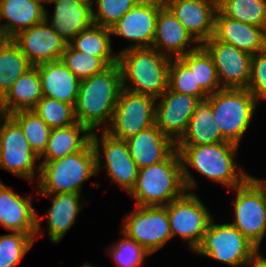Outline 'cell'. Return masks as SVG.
Masks as SVG:
<instances>
[{
    "label": "cell",
    "instance_id": "6da1fadb",
    "mask_svg": "<svg viewBox=\"0 0 266 267\" xmlns=\"http://www.w3.org/2000/svg\"><path fill=\"white\" fill-rule=\"evenodd\" d=\"M176 150L181 158L183 180L187 191L197 186L188 166L230 189L242 185L250 177L242 168L237 173L233 158L238 145L234 143L226 141L207 145L176 146Z\"/></svg>",
    "mask_w": 266,
    "mask_h": 267
},
{
    "label": "cell",
    "instance_id": "7a4b0ae2",
    "mask_svg": "<svg viewBox=\"0 0 266 267\" xmlns=\"http://www.w3.org/2000/svg\"><path fill=\"white\" fill-rule=\"evenodd\" d=\"M122 89L121 70L118 64L110 65L103 72L80 80L74 105L76 121L91 132L112 121L119 93Z\"/></svg>",
    "mask_w": 266,
    "mask_h": 267
},
{
    "label": "cell",
    "instance_id": "3957f363",
    "mask_svg": "<svg viewBox=\"0 0 266 267\" xmlns=\"http://www.w3.org/2000/svg\"><path fill=\"white\" fill-rule=\"evenodd\" d=\"M171 58L153 48L126 49L118 53L122 88L158 98L168 88ZM132 82V86H126Z\"/></svg>",
    "mask_w": 266,
    "mask_h": 267
},
{
    "label": "cell",
    "instance_id": "277c9868",
    "mask_svg": "<svg viewBox=\"0 0 266 267\" xmlns=\"http://www.w3.org/2000/svg\"><path fill=\"white\" fill-rule=\"evenodd\" d=\"M186 191L181 158L175 149L164 161L139 169L129 194L136 206H166Z\"/></svg>",
    "mask_w": 266,
    "mask_h": 267
},
{
    "label": "cell",
    "instance_id": "5b68a950",
    "mask_svg": "<svg viewBox=\"0 0 266 267\" xmlns=\"http://www.w3.org/2000/svg\"><path fill=\"white\" fill-rule=\"evenodd\" d=\"M41 196L58 193L81 194L82 184L97 173L96 157L91 142L82 150L60 159L41 162L37 168Z\"/></svg>",
    "mask_w": 266,
    "mask_h": 267
},
{
    "label": "cell",
    "instance_id": "8992f818",
    "mask_svg": "<svg viewBox=\"0 0 266 267\" xmlns=\"http://www.w3.org/2000/svg\"><path fill=\"white\" fill-rule=\"evenodd\" d=\"M222 137L239 146L258 104L248 89H221L206 99Z\"/></svg>",
    "mask_w": 266,
    "mask_h": 267
},
{
    "label": "cell",
    "instance_id": "52a82bcc",
    "mask_svg": "<svg viewBox=\"0 0 266 267\" xmlns=\"http://www.w3.org/2000/svg\"><path fill=\"white\" fill-rule=\"evenodd\" d=\"M233 190L235 220L230 224L259 249L266 234V180L250 176Z\"/></svg>",
    "mask_w": 266,
    "mask_h": 267
},
{
    "label": "cell",
    "instance_id": "ba28073f",
    "mask_svg": "<svg viewBox=\"0 0 266 267\" xmlns=\"http://www.w3.org/2000/svg\"><path fill=\"white\" fill-rule=\"evenodd\" d=\"M258 250L236 227L230 223L215 224L212 219L195 252L228 266L243 267Z\"/></svg>",
    "mask_w": 266,
    "mask_h": 267
},
{
    "label": "cell",
    "instance_id": "9c48e42d",
    "mask_svg": "<svg viewBox=\"0 0 266 267\" xmlns=\"http://www.w3.org/2000/svg\"><path fill=\"white\" fill-rule=\"evenodd\" d=\"M156 98L121 89L110 126L112 137L127 140L141 130L155 125Z\"/></svg>",
    "mask_w": 266,
    "mask_h": 267
},
{
    "label": "cell",
    "instance_id": "30bf717a",
    "mask_svg": "<svg viewBox=\"0 0 266 267\" xmlns=\"http://www.w3.org/2000/svg\"><path fill=\"white\" fill-rule=\"evenodd\" d=\"M172 238L180 235L189 249L195 251L213 217L203 202L194 193H184L166 206Z\"/></svg>",
    "mask_w": 266,
    "mask_h": 267
},
{
    "label": "cell",
    "instance_id": "8fae6325",
    "mask_svg": "<svg viewBox=\"0 0 266 267\" xmlns=\"http://www.w3.org/2000/svg\"><path fill=\"white\" fill-rule=\"evenodd\" d=\"M122 234L140 244L149 254L162 248L172 239L165 206H136L125 214Z\"/></svg>",
    "mask_w": 266,
    "mask_h": 267
},
{
    "label": "cell",
    "instance_id": "7c38bea8",
    "mask_svg": "<svg viewBox=\"0 0 266 267\" xmlns=\"http://www.w3.org/2000/svg\"><path fill=\"white\" fill-rule=\"evenodd\" d=\"M38 159L19 124L0 113V167L32 183Z\"/></svg>",
    "mask_w": 266,
    "mask_h": 267
},
{
    "label": "cell",
    "instance_id": "4fadbf2b",
    "mask_svg": "<svg viewBox=\"0 0 266 267\" xmlns=\"http://www.w3.org/2000/svg\"><path fill=\"white\" fill-rule=\"evenodd\" d=\"M101 141L94 132L91 134V144L96 157L97 173L101 167V153H104L105 167L110 178L120 185L128 193L134 188L139 172V168L133 160L126 140L112 137L108 132L103 130ZM102 144V151L100 143Z\"/></svg>",
    "mask_w": 266,
    "mask_h": 267
},
{
    "label": "cell",
    "instance_id": "5bb4252c",
    "mask_svg": "<svg viewBox=\"0 0 266 267\" xmlns=\"http://www.w3.org/2000/svg\"><path fill=\"white\" fill-rule=\"evenodd\" d=\"M202 46L214 61L222 89H247L252 55L231 44L218 41L214 36Z\"/></svg>",
    "mask_w": 266,
    "mask_h": 267
},
{
    "label": "cell",
    "instance_id": "9a60e30c",
    "mask_svg": "<svg viewBox=\"0 0 266 267\" xmlns=\"http://www.w3.org/2000/svg\"><path fill=\"white\" fill-rule=\"evenodd\" d=\"M163 6V0H140L110 28L111 34L135 42L124 50L151 48L158 12Z\"/></svg>",
    "mask_w": 266,
    "mask_h": 267
},
{
    "label": "cell",
    "instance_id": "2e32d148",
    "mask_svg": "<svg viewBox=\"0 0 266 267\" xmlns=\"http://www.w3.org/2000/svg\"><path fill=\"white\" fill-rule=\"evenodd\" d=\"M159 98L161 101L155 105V125L176 144L186 132L192 115L201 101L169 88L156 100Z\"/></svg>",
    "mask_w": 266,
    "mask_h": 267
},
{
    "label": "cell",
    "instance_id": "e0dca14e",
    "mask_svg": "<svg viewBox=\"0 0 266 267\" xmlns=\"http://www.w3.org/2000/svg\"><path fill=\"white\" fill-rule=\"evenodd\" d=\"M47 12L43 22L20 31L12 38L32 66L60 60L68 45L49 26Z\"/></svg>",
    "mask_w": 266,
    "mask_h": 267
},
{
    "label": "cell",
    "instance_id": "ac0fdd59",
    "mask_svg": "<svg viewBox=\"0 0 266 267\" xmlns=\"http://www.w3.org/2000/svg\"><path fill=\"white\" fill-rule=\"evenodd\" d=\"M163 2L200 45L214 36L218 0H163Z\"/></svg>",
    "mask_w": 266,
    "mask_h": 267
},
{
    "label": "cell",
    "instance_id": "d6986e66",
    "mask_svg": "<svg viewBox=\"0 0 266 267\" xmlns=\"http://www.w3.org/2000/svg\"><path fill=\"white\" fill-rule=\"evenodd\" d=\"M39 221L32 199L20 196L0 181V225L12 232L27 233L36 238L40 233Z\"/></svg>",
    "mask_w": 266,
    "mask_h": 267
},
{
    "label": "cell",
    "instance_id": "ffe728a7",
    "mask_svg": "<svg viewBox=\"0 0 266 267\" xmlns=\"http://www.w3.org/2000/svg\"><path fill=\"white\" fill-rule=\"evenodd\" d=\"M195 42L189 50L185 47ZM197 44V45H196ZM200 44L185 29L177 17L164 5L158 12L152 47L170 58H179L197 49ZM163 48L162 50H159ZM166 50V51H163Z\"/></svg>",
    "mask_w": 266,
    "mask_h": 267
},
{
    "label": "cell",
    "instance_id": "44dd1931",
    "mask_svg": "<svg viewBox=\"0 0 266 267\" xmlns=\"http://www.w3.org/2000/svg\"><path fill=\"white\" fill-rule=\"evenodd\" d=\"M46 2L55 5L50 22L52 29L67 43L94 24L93 3L80 0H48Z\"/></svg>",
    "mask_w": 266,
    "mask_h": 267
},
{
    "label": "cell",
    "instance_id": "7402d4cb",
    "mask_svg": "<svg viewBox=\"0 0 266 267\" xmlns=\"http://www.w3.org/2000/svg\"><path fill=\"white\" fill-rule=\"evenodd\" d=\"M214 37L250 55L266 48V31L263 28L226 17L219 10L215 16Z\"/></svg>",
    "mask_w": 266,
    "mask_h": 267
},
{
    "label": "cell",
    "instance_id": "603a6c76",
    "mask_svg": "<svg viewBox=\"0 0 266 267\" xmlns=\"http://www.w3.org/2000/svg\"><path fill=\"white\" fill-rule=\"evenodd\" d=\"M43 0H0V34L3 39H12L20 31L46 19Z\"/></svg>",
    "mask_w": 266,
    "mask_h": 267
},
{
    "label": "cell",
    "instance_id": "cb8c5ba5",
    "mask_svg": "<svg viewBox=\"0 0 266 267\" xmlns=\"http://www.w3.org/2000/svg\"><path fill=\"white\" fill-rule=\"evenodd\" d=\"M126 142L139 169L164 161L176 149V144L156 125L141 130Z\"/></svg>",
    "mask_w": 266,
    "mask_h": 267
},
{
    "label": "cell",
    "instance_id": "d4e9b609",
    "mask_svg": "<svg viewBox=\"0 0 266 267\" xmlns=\"http://www.w3.org/2000/svg\"><path fill=\"white\" fill-rule=\"evenodd\" d=\"M41 79L43 96L64 103H76L80 80L61 60L36 65Z\"/></svg>",
    "mask_w": 266,
    "mask_h": 267
},
{
    "label": "cell",
    "instance_id": "484cf974",
    "mask_svg": "<svg viewBox=\"0 0 266 267\" xmlns=\"http://www.w3.org/2000/svg\"><path fill=\"white\" fill-rule=\"evenodd\" d=\"M42 97L38 68L32 66L0 99V113L11 115L20 110H32Z\"/></svg>",
    "mask_w": 266,
    "mask_h": 267
},
{
    "label": "cell",
    "instance_id": "4316f807",
    "mask_svg": "<svg viewBox=\"0 0 266 267\" xmlns=\"http://www.w3.org/2000/svg\"><path fill=\"white\" fill-rule=\"evenodd\" d=\"M80 133L83 134L80 136ZM92 132L79 122L63 128L52 129L47 147L39 157L41 162L53 161L82 151L91 142Z\"/></svg>",
    "mask_w": 266,
    "mask_h": 267
},
{
    "label": "cell",
    "instance_id": "83f0119b",
    "mask_svg": "<svg viewBox=\"0 0 266 267\" xmlns=\"http://www.w3.org/2000/svg\"><path fill=\"white\" fill-rule=\"evenodd\" d=\"M226 142L217 125L212 107L207 100L201 101L192 115L186 132L176 146H196Z\"/></svg>",
    "mask_w": 266,
    "mask_h": 267
},
{
    "label": "cell",
    "instance_id": "f1b7e54d",
    "mask_svg": "<svg viewBox=\"0 0 266 267\" xmlns=\"http://www.w3.org/2000/svg\"><path fill=\"white\" fill-rule=\"evenodd\" d=\"M80 194L58 193L52 198V206L47 210V227L51 242L58 243L75 223L82 209Z\"/></svg>",
    "mask_w": 266,
    "mask_h": 267
},
{
    "label": "cell",
    "instance_id": "f546056e",
    "mask_svg": "<svg viewBox=\"0 0 266 267\" xmlns=\"http://www.w3.org/2000/svg\"><path fill=\"white\" fill-rule=\"evenodd\" d=\"M32 65L12 39L0 41V99Z\"/></svg>",
    "mask_w": 266,
    "mask_h": 267
},
{
    "label": "cell",
    "instance_id": "4dcf8cb0",
    "mask_svg": "<svg viewBox=\"0 0 266 267\" xmlns=\"http://www.w3.org/2000/svg\"><path fill=\"white\" fill-rule=\"evenodd\" d=\"M110 37V28L93 24L68 44L79 52L102 57L109 65H114L118 64V54L112 55Z\"/></svg>",
    "mask_w": 266,
    "mask_h": 267
},
{
    "label": "cell",
    "instance_id": "1f68e13d",
    "mask_svg": "<svg viewBox=\"0 0 266 267\" xmlns=\"http://www.w3.org/2000/svg\"><path fill=\"white\" fill-rule=\"evenodd\" d=\"M179 58L190 69H194L196 85H199L208 95L222 89L214 61L202 45Z\"/></svg>",
    "mask_w": 266,
    "mask_h": 267
},
{
    "label": "cell",
    "instance_id": "d6a6232c",
    "mask_svg": "<svg viewBox=\"0 0 266 267\" xmlns=\"http://www.w3.org/2000/svg\"><path fill=\"white\" fill-rule=\"evenodd\" d=\"M218 10L226 17L266 31V0H218Z\"/></svg>",
    "mask_w": 266,
    "mask_h": 267
},
{
    "label": "cell",
    "instance_id": "836d02e7",
    "mask_svg": "<svg viewBox=\"0 0 266 267\" xmlns=\"http://www.w3.org/2000/svg\"><path fill=\"white\" fill-rule=\"evenodd\" d=\"M10 116L23 130L33 152L40 157L47 147L52 129L33 110H20Z\"/></svg>",
    "mask_w": 266,
    "mask_h": 267
},
{
    "label": "cell",
    "instance_id": "e575fe53",
    "mask_svg": "<svg viewBox=\"0 0 266 267\" xmlns=\"http://www.w3.org/2000/svg\"><path fill=\"white\" fill-rule=\"evenodd\" d=\"M168 88L182 94L190 95L204 101L209 96L196 85L194 69H190L180 58H171L168 71Z\"/></svg>",
    "mask_w": 266,
    "mask_h": 267
},
{
    "label": "cell",
    "instance_id": "d590c367",
    "mask_svg": "<svg viewBox=\"0 0 266 267\" xmlns=\"http://www.w3.org/2000/svg\"><path fill=\"white\" fill-rule=\"evenodd\" d=\"M51 129L76 123L74 106L43 96L32 109Z\"/></svg>",
    "mask_w": 266,
    "mask_h": 267
},
{
    "label": "cell",
    "instance_id": "8d00e7d4",
    "mask_svg": "<svg viewBox=\"0 0 266 267\" xmlns=\"http://www.w3.org/2000/svg\"><path fill=\"white\" fill-rule=\"evenodd\" d=\"M60 60L79 80L90 78L110 66L102 57L79 52L69 44Z\"/></svg>",
    "mask_w": 266,
    "mask_h": 267
},
{
    "label": "cell",
    "instance_id": "74e56055",
    "mask_svg": "<svg viewBox=\"0 0 266 267\" xmlns=\"http://www.w3.org/2000/svg\"><path fill=\"white\" fill-rule=\"evenodd\" d=\"M34 241L35 237L27 233L0 235V267L16 266L31 249Z\"/></svg>",
    "mask_w": 266,
    "mask_h": 267
},
{
    "label": "cell",
    "instance_id": "f35d334b",
    "mask_svg": "<svg viewBox=\"0 0 266 267\" xmlns=\"http://www.w3.org/2000/svg\"><path fill=\"white\" fill-rule=\"evenodd\" d=\"M96 1V2H95ZM140 0H93L97 11L93 8V23L111 28L120 18L130 11Z\"/></svg>",
    "mask_w": 266,
    "mask_h": 267
},
{
    "label": "cell",
    "instance_id": "ab89813d",
    "mask_svg": "<svg viewBox=\"0 0 266 267\" xmlns=\"http://www.w3.org/2000/svg\"><path fill=\"white\" fill-rule=\"evenodd\" d=\"M124 238L112 245L110 256L120 267H140L144 258L149 254L140 244L128 238Z\"/></svg>",
    "mask_w": 266,
    "mask_h": 267
},
{
    "label": "cell",
    "instance_id": "60d3db41",
    "mask_svg": "<svg viewBox=\"0 0 266 267\" xmlns=\"http://www.w3.org/2000/svg\"><path fill=\"white\" fill-rule=\"evenodd\" d=\"M247 89L257 101L266 100V48L251 57Z\"/></svg>",
    "mask_w": 266,
    "mask_h": 267
},
{
    "label": "cell",
    "instance_id": "b9f144b4",
    "mask_svg": "<svg viewBox=\"0 0 266 267\" xmlns=\"http://www.w3.org/2000/svg\"><path fill=\"white\" fill-rule=\"evenodd\" d=\"M250 267H266V258H264L259 250L252 256L250 261L247 263Z\"/></svg>",
    "mask_w": 266,
    "mask_h": 267
},
{
    "label": "cell",
    "instance_id": "7bdbcfd3",
    "mask_svg": "<svg viewBox=\"0 0 266 267\" xmlns=\"http://www.w3.org/2000/svg\"><path fill=\"white\" fill-rule=\"evenodd\" d=\"M80 1L87 2V3H93V0H80Z\"/></svg>",
    "mask_w": 266,
    "mask_h": 267
},
{
    "label": "cell",
    "instance_id": "ee69618b",
    "mask_svg": "<svg viewBox=\"0 0 266 267\" xmlns=\"http://www.w3.org/2000/svg\"><path fill=\"white\" fill-rule=\"evenodd\" d=\"M82 267H95V266H92V265H89V264H85Z\"/></svg>",
    "mask_w": 266,
    "mask_h": 267
}]
</instances>
